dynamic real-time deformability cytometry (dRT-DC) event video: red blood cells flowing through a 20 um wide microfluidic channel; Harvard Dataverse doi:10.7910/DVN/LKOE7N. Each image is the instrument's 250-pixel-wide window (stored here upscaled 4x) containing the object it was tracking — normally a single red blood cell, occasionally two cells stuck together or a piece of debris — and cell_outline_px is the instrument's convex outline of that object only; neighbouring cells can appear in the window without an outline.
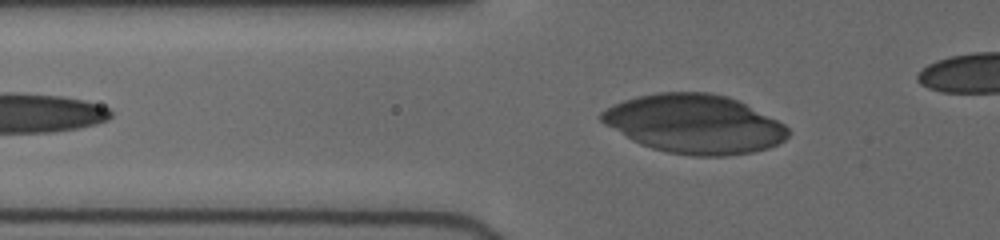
{"species": "human", "species_latin": "Homo sapiens", "temperature_condition": "cold", "stored_images_in_passage": 26, "camera_frame_rate_fps": 3000, "um_per_image_px": 0.085, "donor": {"sex": "female"}, "frame": {"image": 1, "passage_image": 6, "time_ms": 1.667, "image_size_px": [1000, 240], "cell_outline_px": [[792, 132], [784, 140], [768, 148], [752, 152], [724, 156], [692, 156], [668, 152], [652, 148], [640, 144], [632, 140], [604, 124], [600, 120], [600, 112], [624, 100], [636, 96], [660, 92], [708, 92], [728, 96], [784, 124]], "centroid_in_image_um": [59.02, 10.54], "position_along_channel_um": 66.8, "area_um2": 63.64}}
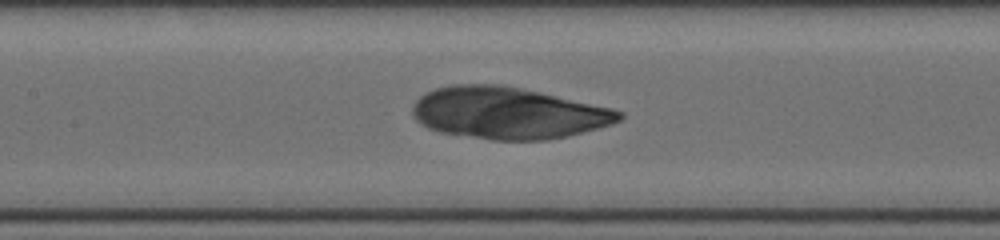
{"frame": {"image": 2, "passage_image": 17, "time_ms": 4.333, "image_size_px": [1000, 240], "cell_outline_px": [[624, 116], [620, 120], [612, 124], [568, 136], [548, 140], [492, 140], [440, 132], [428, 128], [420, 124], [412, 116], [412, 104], [424, 92], [448, 84], [496, 84], [520, 88], [540, 92], [612, 108], [624, 112]], "centroid_in_image_um": [43.15, 9.61], "position_along_channel_um": 164.3, "area_um2": 62.6}}
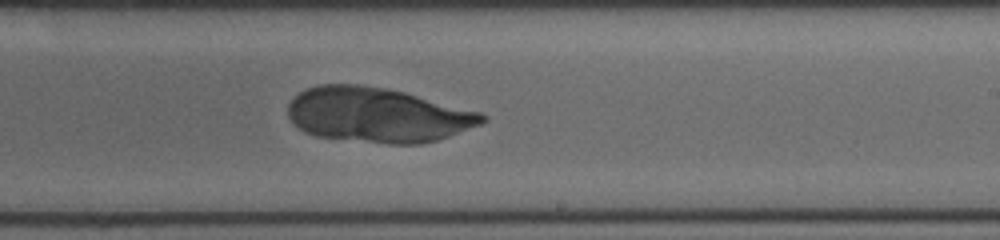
{"frame": {"image": 3, "passage_image": 26, "time_ms": 6.667, "image_size_px": [1000, 240], "cell_outline_px": [[488, 120], [480, 124], [448, 136], [436, 140], [420, 144], [388, 144], [316, 136], [304, 132], [288, 116], [288, 104], [300, 92], [308, 88], [320, 84], [356, 84], [388, 88], [404, 92], [480, 112], [488, 116]], "centroid_in_image_um": [32.09, 9.77], "position_along_channel_um": 256.9, "area_um2": 61.67}}